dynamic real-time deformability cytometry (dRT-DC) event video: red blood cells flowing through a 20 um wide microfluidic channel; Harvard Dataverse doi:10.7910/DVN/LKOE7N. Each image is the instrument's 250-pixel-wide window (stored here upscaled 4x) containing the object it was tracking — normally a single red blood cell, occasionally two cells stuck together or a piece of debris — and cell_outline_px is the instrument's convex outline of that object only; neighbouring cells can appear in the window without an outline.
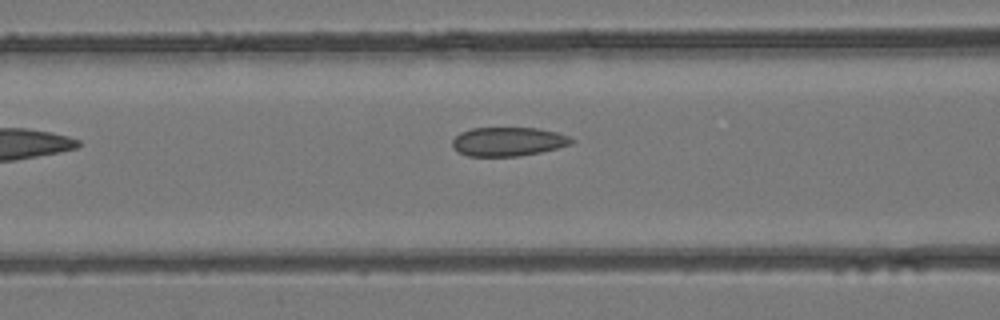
{"species": "common noctule bat (a hibernating species)", "species_latin": "Nyctalus noctula", "temperature_condition": "room temperature", "stored_images_in_passage": 6, "camera_frame_rate_fps": 3000, "um_per_image_px": 0.085, "animal": {"sex": "female", "body_mass_g": 24.6, "forearm_length_mm": 56.2}, "frame": {"image": 1, "passage_image": 6, "time_ms": 1.667, "image_size_px": [1000, 320], "cell_outline_px": [[576, 140], [572, 144], [540, 152], [520, 156], [468, 156], [452, 148], [452, 140], [460, 132], [472, 128], [536, 128], [556, 132], [568, 136]], "centroid_in_image_um": [43.18, 12.03], "position_along_channel_um": 123.4, "area_um2": 20.06}}